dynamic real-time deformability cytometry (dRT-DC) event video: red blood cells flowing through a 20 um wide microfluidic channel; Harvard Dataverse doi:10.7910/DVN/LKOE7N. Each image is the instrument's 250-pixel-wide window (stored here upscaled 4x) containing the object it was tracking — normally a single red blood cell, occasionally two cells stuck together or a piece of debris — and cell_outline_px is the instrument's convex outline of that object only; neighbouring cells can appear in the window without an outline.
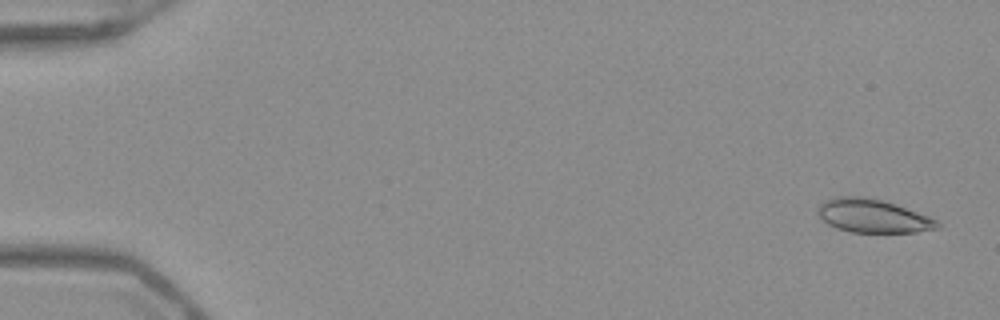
{"species": "Egyptian fruit bat (a non-hibernating species)", "species_latin": "Rousettus aegyptiacus", "temperature_condition": "warm", "stored_images_in_passage": 52, "camera_frame_rate_fps": 3000, "um_per_image_px": 0.085, "frame": {"image": 1, "passage_image": 2, "time_ms": 0.333, "image_size_px": [1000, 320], "cell_outline_px": [[940, 228], [916, 232], [852, 232], [836, 228], [828, 224], [816, 212], [816, 208], [820, 204], [836, 196], [864, 196], [880, 200], [928, 216], [936, 220], [940, 224]], "centroid_in_image_um": [74.16, 18.36], "position_along_channel_um": 10.8, "area_um2": 22.95}}
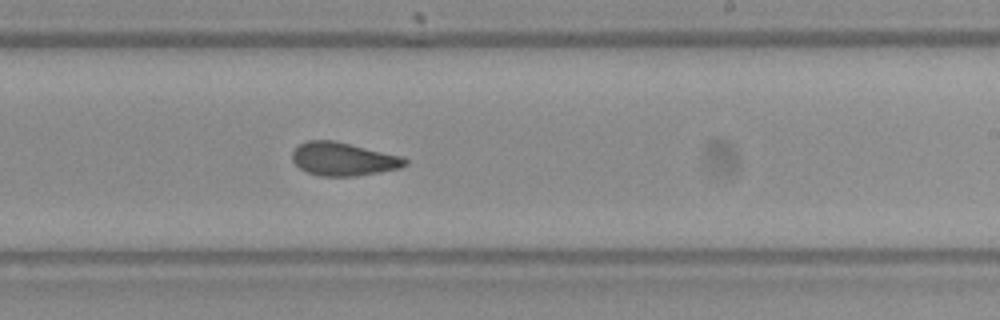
{"frame": {"image": 2, "passage_image": 32, "time_ms": 10.333, "image_size_px": [1000, 320], "cell_outline_px": [[408, 164], [400, 168], [380, 172], [356, 176], [320, 176], [308, 172], [300, 168], [292, 160], [292, 152], [300, 144], [308, 140], [332, 140], [400, 156], [408, 160]], "centroid_in_image_um": [29.17, 13.53], "position_along_channel_um": 259.8, "area_um2": 21.62}}
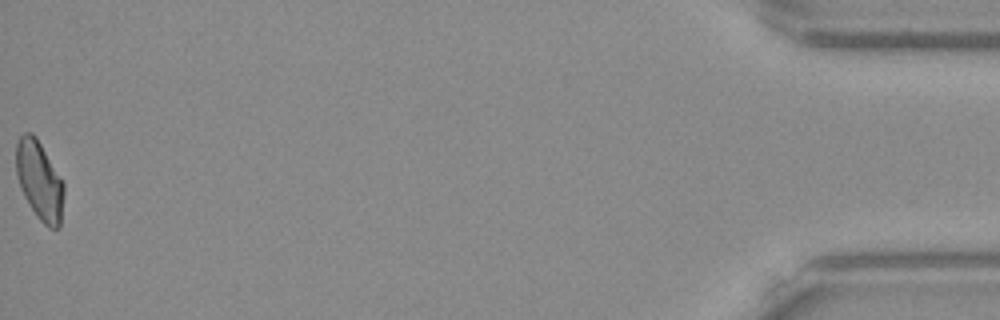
{"frame": {"image": 3, "passage_image": 52, "time_ms": 17.0, "image_size_px": [1000, 320], "cell_outline_px": [[64, 192], [60, 228], [48, 228], [36, 216], [24, 196], [20, 188], [16, 176], [16, 144], [20, 136], [24, 132], [32, 132], [36, 136], [64, 184]], "centroid_in_image_um": [3.34, 15.35], "position_along_channel_um": 431.9, "area_um2": 21.96}, "authors_computed_cell_mechanics": {"area_um2": 22.4842, "velocity_mm_per_s": 3.9819, "shape_relaxation_time_tau1_ms": 5.1244, "shape_relaxation_time_tau2_ms": 1.39, "deformation_change_tau1": 0.1351, "deformation_change_tau2": 0.074}}